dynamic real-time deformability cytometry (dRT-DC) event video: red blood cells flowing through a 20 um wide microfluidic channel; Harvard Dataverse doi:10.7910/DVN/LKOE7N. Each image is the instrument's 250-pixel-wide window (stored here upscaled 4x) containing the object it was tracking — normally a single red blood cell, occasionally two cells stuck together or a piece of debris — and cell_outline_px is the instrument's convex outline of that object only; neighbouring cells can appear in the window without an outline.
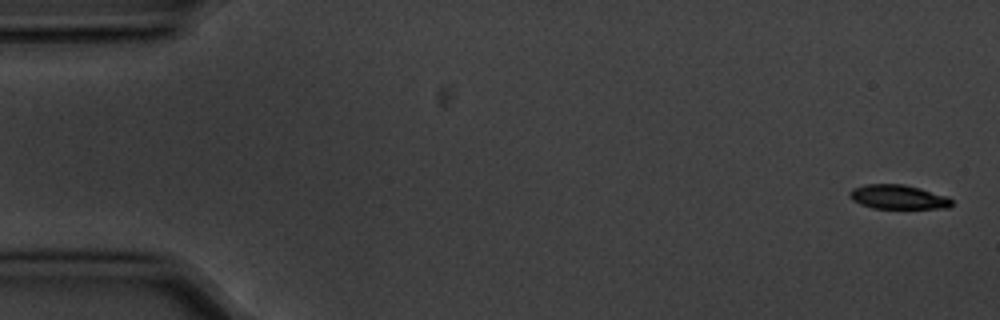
{"species": "common noctule bat (a hibernating species)", "species_latin": "Nyctalus noctula", "temperature_condition": "cold", "stored_images_in_passage": 6, "camera_frame_rate_fps": 3000, "um_per_image_px": 0.085, "animal": {"sex": "male", "body_mass_g": 20.1, "forearm_length_mm": 53.5}, "frame": {"image": 1, "passage_image": 1, "time_ms": 0.0, "image_size_px": [1000, 320], "cell_outline_px": [[952, 204], [948, 208], [872, 208], [860, 204], [852, 200], [848, 196], [848, 192], [852, 188], [864, 184], [904, 184], [920, 188], [948, 196], [952, 200]], "centroid_in_image_um": [76.31, 16.73], "position_along_channel_um": 8.7, "area_um2": 14.57}}